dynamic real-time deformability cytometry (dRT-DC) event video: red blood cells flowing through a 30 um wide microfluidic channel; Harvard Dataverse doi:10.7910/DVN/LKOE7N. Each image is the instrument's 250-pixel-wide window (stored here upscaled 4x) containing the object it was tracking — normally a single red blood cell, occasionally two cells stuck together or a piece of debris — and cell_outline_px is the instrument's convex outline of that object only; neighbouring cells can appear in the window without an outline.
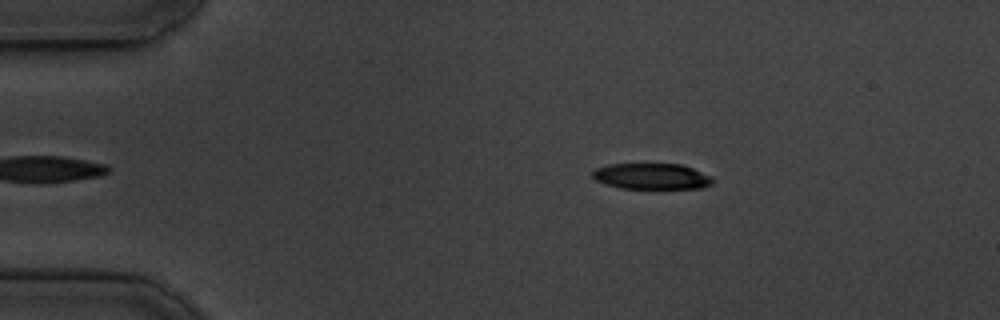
{"species": "common noctule bat (a hibernating species)", "species_latin": "Nyctalus noctula", "temperature_condition": "cold", "stored_images_in_passage": 39, "camera_frame_rate_fps": 3000, "um_per_image_px": 0.085, "animal": {"sex": "male", "body_mass_g": 19.5, "forearm_length_mm": 54.6}, "frame": {"image": 1, "passage_image": 2, "time_ms": 0.333, "image_size_px": [1000, 320], "cell_outline_px": [[716, 180], [712, 184], [704, 188], [620, 188], [604, 184], [596, 180], [592, 176], [592, 172], [596, 168], [608, 164], [680, 164], [692, 168], [712, 176]], "centroid_in_image_um": [55.41, 14.99], "position_along_channel_um": 29.6, "area_um2": 18.26}}
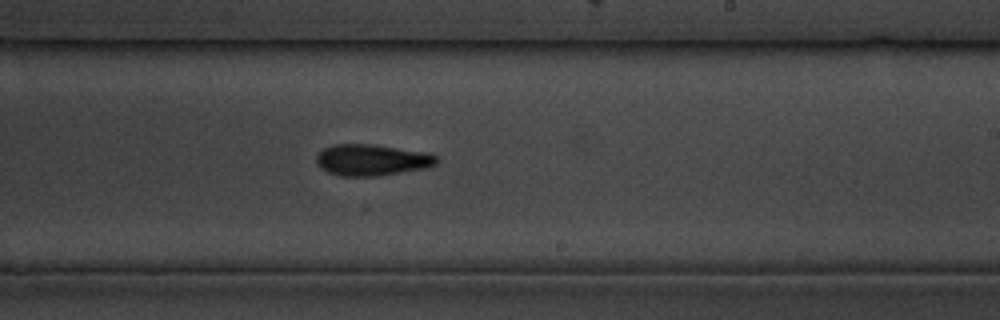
{"frame": {"image": 2, "passage_image": 25, "time_ms": 8.0, "image_size_px": [1000, 320], "cell_outline_px": [[440, 160], [436, 164], [428, 168], [380, 176], [340, 176], [328, 172], [320, 168], [316, 164], [316, 156], [324, 148], [332, 144], [372, 144], [428, 152], [436, 156]], "centroid_in_image_um": [31.63, 13.6], "position_along_channel_um": 257.4, "area_um2": 22.31}}
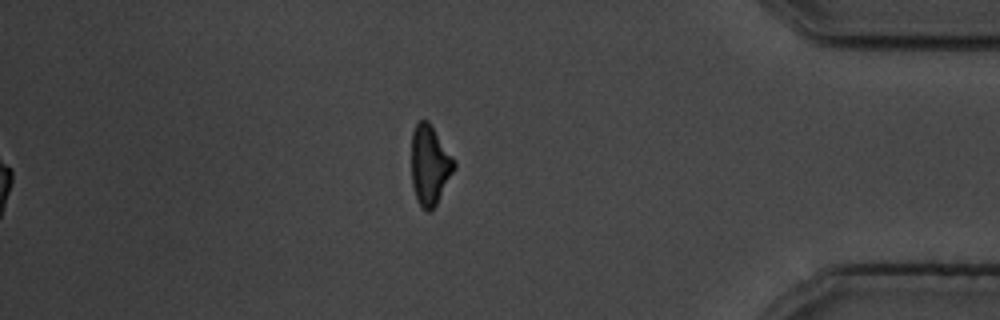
{"frame": {"image": 3, "passage_image": 39, "time_ms": 12.667, "image_size_px": [1000, 320], "cell_outline_px": [[456, 168], [436, 204], [428, 212], [424, 212], [416, 196], [412, 184], [412, 132], [416, 124], [420, 120], [428, 120], [456, 164]], "centroid_in_image_um": [36.52, 14.04], "position_along_channel_um": 398.7, "area_um2": 19.42}, "authors_computed_cell_mechanics": {"area_um2": 21.1548, "velocity_mm_per_s": 3.7163, "shape_relaxation_time_tau1_ms": 2.6073, "shape_relaxation_time_tau2_ms": 5.2727, "deformation_change_tau1": 0.128, "deformation_change_tau2": 0.1496}}